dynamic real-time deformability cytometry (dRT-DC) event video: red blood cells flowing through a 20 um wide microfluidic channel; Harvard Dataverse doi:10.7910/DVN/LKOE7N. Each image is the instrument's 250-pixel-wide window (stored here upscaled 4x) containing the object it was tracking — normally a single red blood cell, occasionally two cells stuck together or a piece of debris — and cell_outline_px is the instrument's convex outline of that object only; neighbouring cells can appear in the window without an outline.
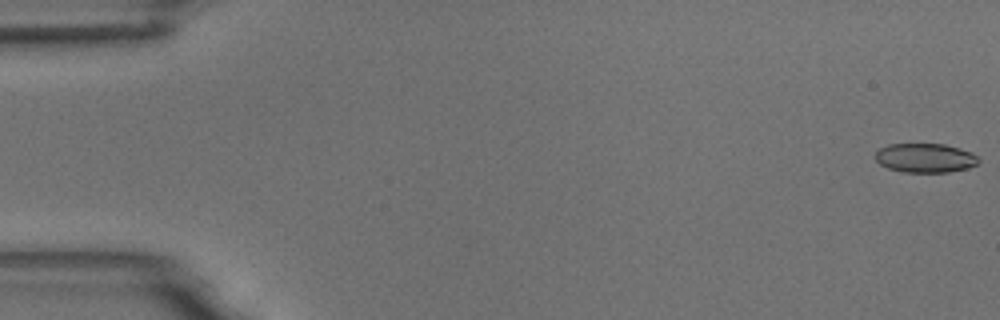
{"species": "common noctule bat (a hibernating species)", "species_latin": "Nyctalus noctula", "temperature_condition": "room temperature", "stored_images_in_passage": 5, "camera_frame_rate_fps": 3000, "um_per_image_px": 0.085, "animal": {"sex": "male", "body_mass_g": 18.8}, "frame": {"image": 1, "passage_image": 1, "time_ms": 0.0, "image_size_px": [1000, 320], "cell_outline_px": [[980, 160], [976, 164], [968, 168], [948, 172], [904, 172], [888, 168], [880, 164], [876, 160], [876, 152], [880, 148], [888, 144], [944, 144], [960, 148], [972, 152]], "centroid_in_image_um": [78.65, 13.42], "position_along_channel_um": 6.4, "area_um2": 17.51}}
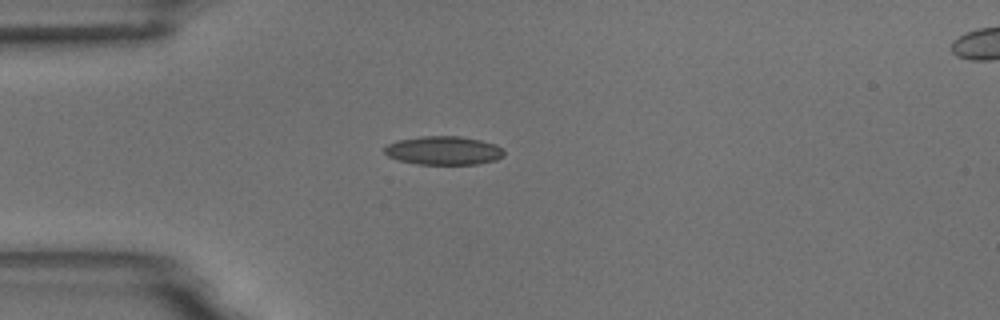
{"frame": {"image": 2, "passage_image": 4, "time_ms": 4.667, "image_size_px": [1000, 320], "cell_outline_px": [[504, 156], [496, 160], [480, 164], [416, 164], [400, 160], [388, 156], [384, 152], [384, 148], [388, 144], [400, 140], [420, 136], [460, 136], [480, 140], [496, 144], [504, 152]], "centroid_in_image_um": [37.73, 12.8], "position_along_channel_um": 47.3, "area_um2": 19.88}}